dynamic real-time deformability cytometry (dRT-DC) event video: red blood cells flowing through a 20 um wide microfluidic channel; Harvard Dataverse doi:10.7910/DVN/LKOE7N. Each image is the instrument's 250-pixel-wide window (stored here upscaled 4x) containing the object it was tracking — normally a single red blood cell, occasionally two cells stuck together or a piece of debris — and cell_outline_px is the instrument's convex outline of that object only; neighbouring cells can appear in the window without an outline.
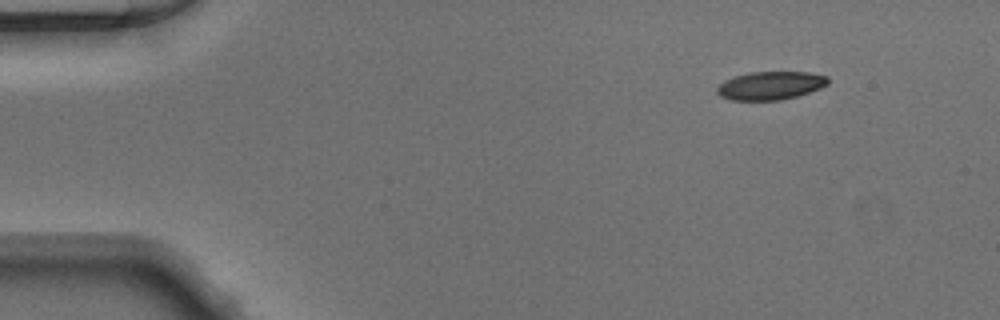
{"species": "Egyptian fruit bat (a non-hibernating species)", "species_latin": "Rousettus aegyptiacus", "temperature_condition": "warm", "stored_images_in_passage": 45, "camera_frame_rate_fps": 3000, "um_per_image_px": 0.085, "animal": {"sex": "male"}, "frame": {"image": 1, "passage_image": 1, "time_ms": 0.0, "image_size_px": [1000, 320], "cell_outline_px": [[828, 84], [820, 88], [796, 96], [780, 100], [732, 100], [720, 96], [716, 92], [716, 88], [724, 80], [748, 72], [808, 72], [828, 76]], "centroid_in_image_um": [65.47, 7.27], "position_along_channel_um": 19.5, "area_um2": 18.21}}
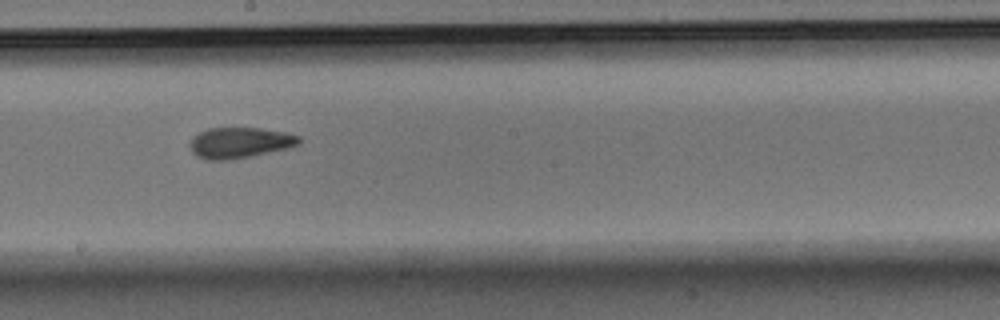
{"frame": {"image": 2, "passage_image": 23, "time_ms": 7.333, "image_size_px": [1000, 320], "cell_outline_px": [[300, 144], [288, 148], [252, 156], [228, 160], [208, 160], [196, 156], [192, 152], [188, 144], [192, 136], [208, 128], [260, 128], [288, 132], [300, 136]], "centroid_in_image_um": [20.37, 12.13], "position_along_channel_um": 227.8, "area_um2": 19.83}}
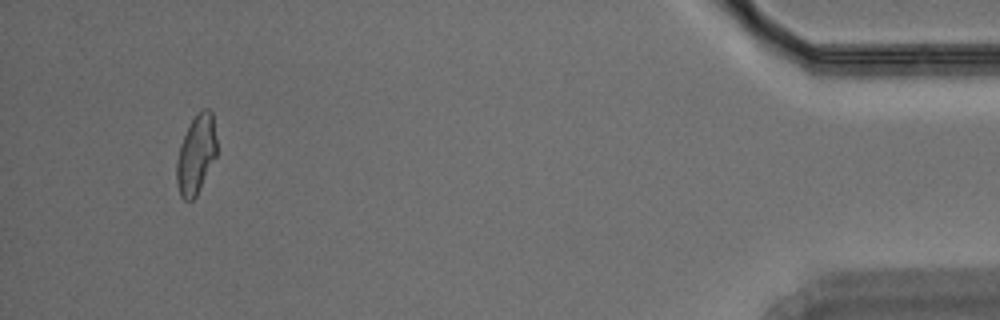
{"frame": {"image": 3, "passage_image": 42, "time_ms": 13.667, "image_size_px": [1000, 320], "cell_outline_px": [[216, 156], [196, 196], [192, 200], [184, 200], [180, 196], [176, 184], [176, 160], [180, 144], [192, 120], [204, 108], [208, 108], [212, 112], [216, 140]], "centroid_in_image_um": [16.65, 13.17], "position_along_channel_um": 418.6, "area_um2": 18.26}}